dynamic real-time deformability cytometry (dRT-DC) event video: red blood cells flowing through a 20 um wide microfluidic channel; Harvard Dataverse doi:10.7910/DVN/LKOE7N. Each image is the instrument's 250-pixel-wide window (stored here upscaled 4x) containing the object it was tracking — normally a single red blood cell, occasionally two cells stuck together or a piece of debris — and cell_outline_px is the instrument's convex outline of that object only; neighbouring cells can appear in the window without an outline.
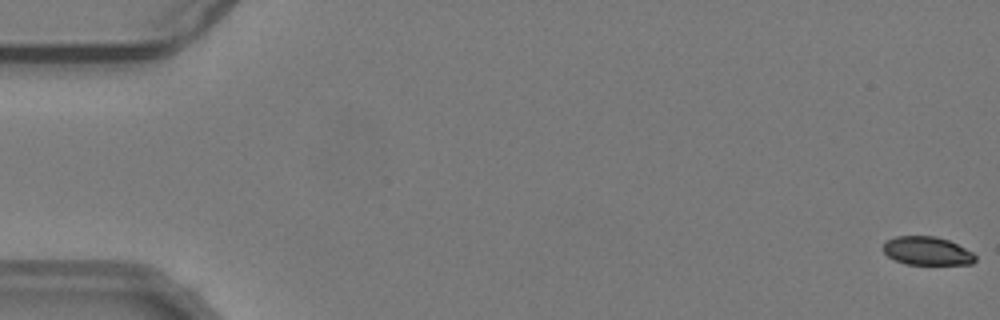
{"species": "common noctule bat (a hibernating species)", "species_latin": "Nyctalus noctula", "temperature_condition": "warm", "stored_images_in_passage": 55, "camera_frame_rate_fps": 3000, "um_per_image_px": 0.085, "animal": {"sex": "male", "body_mass_g": 19.2, "forearm_length_mm": 51.8}, "frame": {"image": 1, "passage_image": 1, "time_ms": 0.0, "image_size_px": [1000, 320], "cell_outline_px": [[976, 260], [972, 264], [904, 264], [888, 256], [884, 252], [884, 244], [888, 240], [896, 236], [936, 236], [948, 240], [972, 252], [976, 256]], "centroid_in_image_um": [78.81, 21.33], "position_along_channel_um": 6.2, "area_um2": 15.09}}
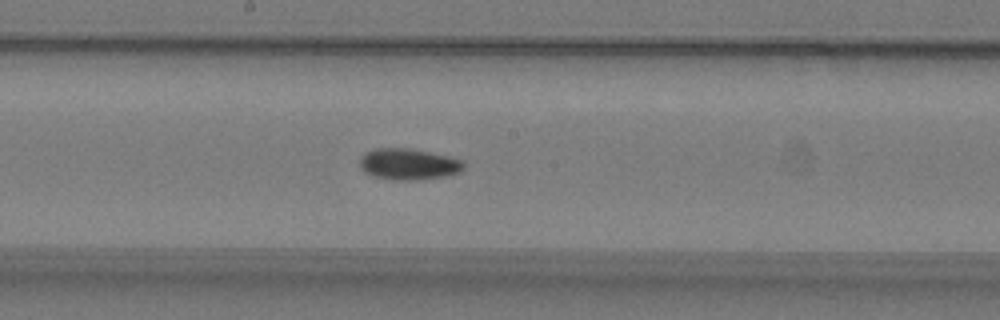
{"frame": {"image": 2, "passage_image": 30, "time_ms": 9.667, "image_size_px": [1000, 320], "cell_outline_px": [[464, 168], [460, 172], [444, 176], [416, 180], [392, 180], [372, 176], [364, 172], [360, 168], [360, 156], [364, 152], [376, 148], [408, 148], [448, 156], [464, 160]], "centroid_in_image_um": [34.69, 13.95], "position_along_channel_um": 213.5, "area_um2": 19.07}}
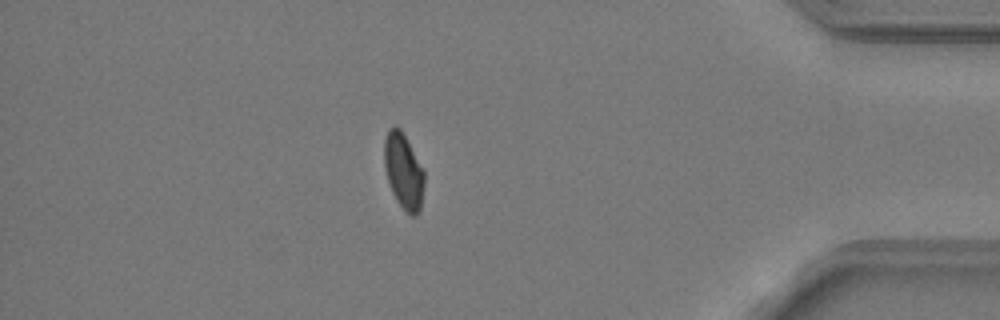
{"frame": {"image": 3, "passage_image": 48, "time_ms": 15.667, "image_size_px": [1000, 320], "cell_outline_px": [[424, 184], [420, 212], [416, 216], [412, 216], [396, 200], [392, 192], [384, 168], [384, 140], [388, 128], [396, 124], [400, 128], [424, 172]], "centroid_in_image_um": [34.28, 14.54], "position_along_channel_um": 400.9, "area_um2": 17.46}, "authors_computed_cell_mechanics": {"area_um2": 17.629, "velocity_mm_per_s": 3.7968, "shape_relaxation_time_tau1_ms": 5.1856, "shape_relaxation_time_tau2_ms": null, "deformation_change_tau1": 0.1345, "deformation_change_tau2": null}}